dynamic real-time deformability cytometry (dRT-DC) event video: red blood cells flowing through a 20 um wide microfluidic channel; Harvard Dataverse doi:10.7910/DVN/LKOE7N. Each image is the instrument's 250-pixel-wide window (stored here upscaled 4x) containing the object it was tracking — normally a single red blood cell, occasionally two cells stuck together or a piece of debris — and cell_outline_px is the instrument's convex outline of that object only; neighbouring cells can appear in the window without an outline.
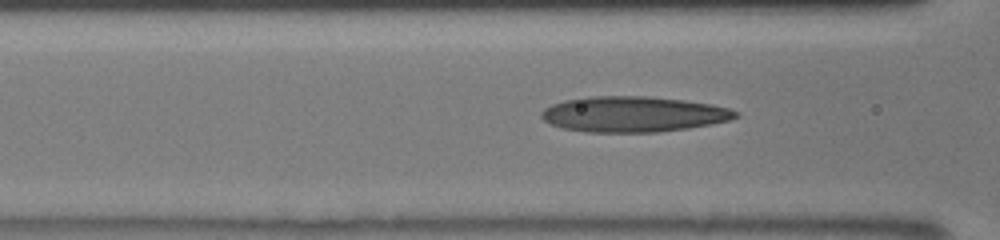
{"species": "human", "species_latin": "Homo sapiens", "temperature_condition": "room temperature", "stored_images_in_passage": 8, "camera_frame_rate_fps": 3000, "um_per_image_px": 0.085, "donor": {"sex": "male"}, "frame": {"image": 1, "passage_image": 5, "time_ms": 1.0, "image_size_px": [1000, 240], "cell_outline_px": [[740, 116], [728, 120], [712, 124], [688, 128], [656, 132], [588, 132], [564, 128], [552, 124], [544, 120], [540, 116], [540, 112], [544, 108], [552, 104], [564, 100], [588, 96], [644, 96], [684, 100], [712, 104], [728, 108], [740, 112]], "centroid_in_image_um": [53.84, 9.7], "position_along_channel_um": 112.8, "area_um2": 40.29}}